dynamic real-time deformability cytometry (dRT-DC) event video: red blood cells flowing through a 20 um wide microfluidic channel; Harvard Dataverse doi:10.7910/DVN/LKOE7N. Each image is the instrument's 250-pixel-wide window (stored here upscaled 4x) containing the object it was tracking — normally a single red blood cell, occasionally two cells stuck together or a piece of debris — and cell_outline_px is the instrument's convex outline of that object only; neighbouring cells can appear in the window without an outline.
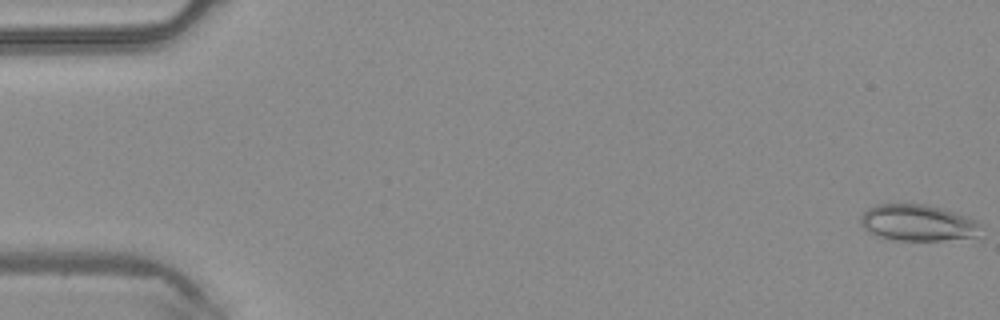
{"species": "common noctule bat (a hibernating species)", "species_latin": "Nyctalus noctula", "temperature_condition": "warm", "stored_images_in_passage": 49, "segment_of_instrument_passage": [1, 2], "camera_frame_rate_fps": 3000, "um_per_image_px": 0.085, "animal": {"sex": "male", "body_mass_g": 20.4}, "frame": {"image": 1, "passage_image": 1, "time_ms": 0.0, "image_size_px": [1000, 320], "cell_outline_px": [[980, 224], [976, 236], [944, 240], [888, 240], [868, 232], [860, 224], [860, 216], [868, 208], [880, 204], [928, 204], [944, 208], [976, 220]], "centroid_in_image_um": [77.96, 18.93], "position_along_channel_um": 7.0, "area_um2": 25.49}}
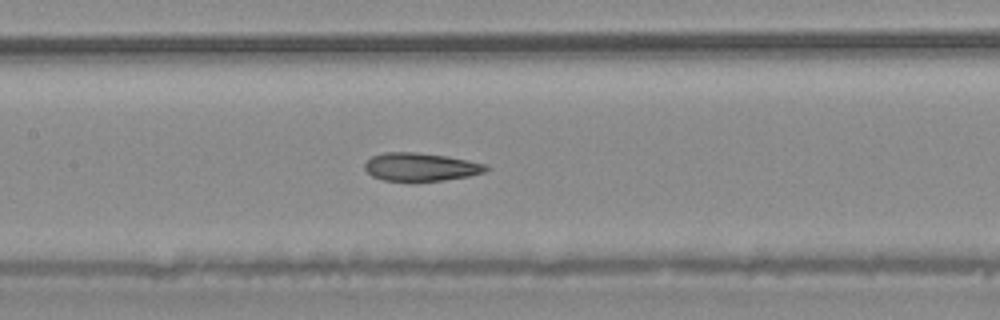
{"frame": {"image": 2, "passage_image": 23, "time_ms": 7.333, "image_size_px": [1000, 320], "cell_outline_px": [[492, 168], [484, 172], [468, 176], [444, 180], [412, 184], [384, 180], [372, 176], [364, 168], [364, 164], [372, 156], [388, 152], [416, 152], [448, 156], [488, 164]], "centroid_in_image_um": [35.78, 14.23], "position_along_channel_um": 171.6, "area_um2": 20.63}}
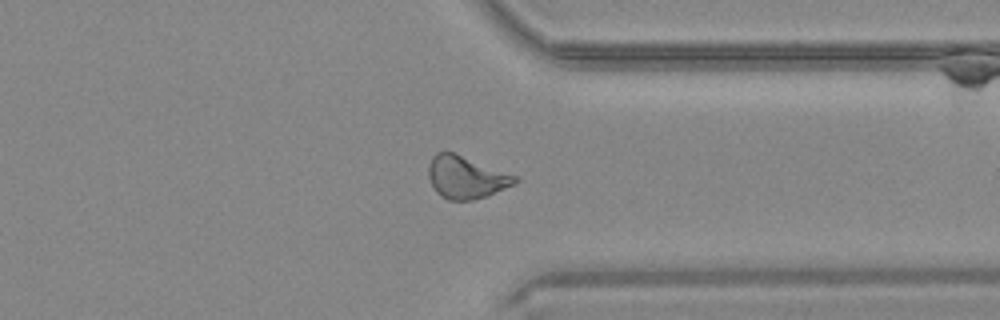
{"frame": {"image": 3, "passage_image": 37, "time_ms": 12.0, "image_size_px": [1000, 320], "cell_outline_px": [[520, 180], [488, 196], [472, 200], [448, 200], [440, 196], [436, 192], [428, 176], [428, 168], [432, 156], [436, 152], [452, 152], [520, 176]], "centroid_in_image_um": [39.62, 15.07], "position_along_channel_um": 371.8, "area_um2": 21.44}}